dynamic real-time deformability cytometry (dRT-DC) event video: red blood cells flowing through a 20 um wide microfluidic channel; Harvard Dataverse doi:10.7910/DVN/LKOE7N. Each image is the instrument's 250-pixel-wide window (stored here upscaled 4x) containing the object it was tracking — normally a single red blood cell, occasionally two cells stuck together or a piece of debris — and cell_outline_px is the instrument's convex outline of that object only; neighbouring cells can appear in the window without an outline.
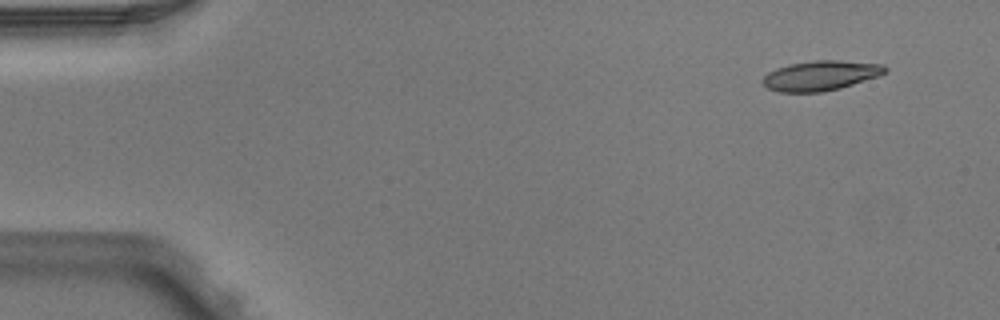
{"species": "Egyptian fruit bat (a non-hibernating species)", "species_latin": "Rousettus aegyptiacus", "temperature_condition": "warm", "stored_images_in_passage": 6, "segment_of_instrument_passage": [2, 2], "camera_frame_rate_fps": 3000, "um_per_image_px": 0.085, "animal": {"sex": "male"}, "frame": {"image": 1, "passage_image": 6, "time_ms": 1.667, "image_size_px": [1000, 320], "cell_outline_px": [[888, 72], [880, 76], [840, 88], [820, 92], [780, 92], [768, 88], [760, 80], [768, 72], [776, 68], [788, 64], [812, 60], [840, 60], [884, 64], [888, 68]], "centroid_in_image_um": [69.78, 6.41], "position_along_channel_um": 15.2, "area_um2": 21.56}}